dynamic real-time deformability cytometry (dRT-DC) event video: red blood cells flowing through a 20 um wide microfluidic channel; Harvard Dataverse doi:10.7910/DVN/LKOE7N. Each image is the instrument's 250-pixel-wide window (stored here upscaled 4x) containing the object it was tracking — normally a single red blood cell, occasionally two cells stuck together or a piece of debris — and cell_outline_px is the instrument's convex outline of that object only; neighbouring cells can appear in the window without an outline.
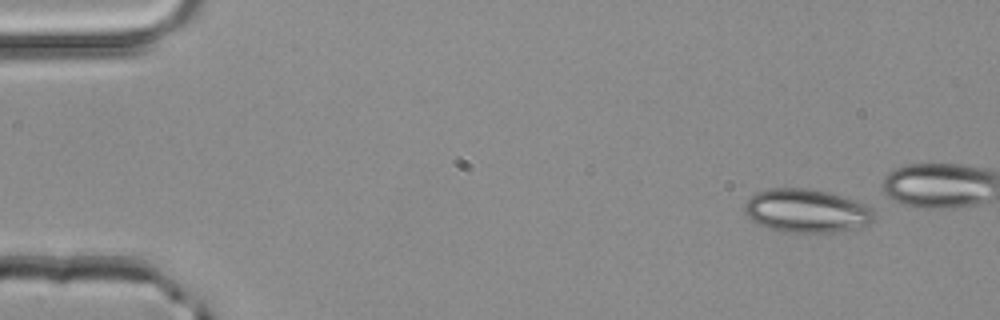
{"species": "common noctule bat (a hibernating species)", "species_latin": "Nyctalus noctula", "temperature_condition": "room temperature", "stored_images_in_passage": 4, "camera_frame_rate_fps": 3000, "um_per_image_px": 0.085, "animal": {"sex": "male", "body_mass_g": 20.4}, "frame": {"image": 1, "passage_image": 1, "time_ms": 0.0, "image_size_px": [1000, 320], "cell_outline_px": [[876, 216], [868, 224], [832, 232], [784, 232], [760, 224], [752, 220], [744, 212], [744, 204], [756, 192], [768, 188], [804, 188], [828, 192], [844, 196], [864, 204], [872, 208], [876, 212]], "centroid_in_image_um": [68.56, 17.9], "position_along_channel_um": 16.4, "area_um2": 32.54}}